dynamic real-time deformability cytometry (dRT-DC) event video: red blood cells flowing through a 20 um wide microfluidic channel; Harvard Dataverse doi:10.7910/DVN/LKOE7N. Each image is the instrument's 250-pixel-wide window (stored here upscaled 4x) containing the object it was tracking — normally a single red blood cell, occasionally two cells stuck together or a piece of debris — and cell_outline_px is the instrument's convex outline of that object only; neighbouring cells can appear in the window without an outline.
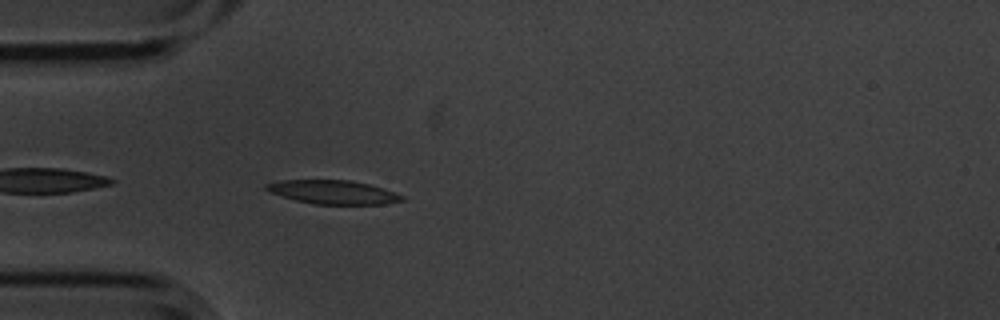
{"species": "common noctule bat (a hibernating species)", "species_latin": "Nyctalus noctula", "temperature_condition": "cold", "stored_images_in_passage": 5, "camera_frame_rate_fps": 3000, "um_per_image_px": 0.085, "animal": {"sex": "male", "body_mass_g": 20.1, "forearm_length_mm": 53.5}, "frame": {"image": 1, "passage_image": 5, "time_ms": 1.333, "image_size_px": [1000, 320], "cell_outline_px": [[404, 200], [384, 204], [316, 204], [296, 200], [272, 192], [264, 188], [264, 184], [280, 180], [352, 180], [384, 188], [396, 192], [404, 196]], "centroid_in_image_um": [28.36, 16.32], "position_along_channel_um": 56.6, "area_um2": 18.67}}